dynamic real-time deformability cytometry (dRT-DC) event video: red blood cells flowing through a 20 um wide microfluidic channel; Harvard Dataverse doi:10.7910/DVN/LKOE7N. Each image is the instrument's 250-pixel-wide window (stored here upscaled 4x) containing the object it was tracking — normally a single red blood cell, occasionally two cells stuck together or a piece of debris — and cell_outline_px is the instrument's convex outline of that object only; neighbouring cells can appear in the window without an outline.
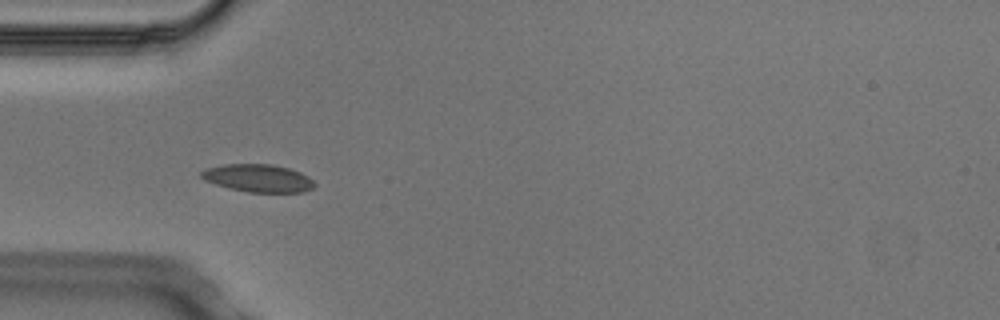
{"species": "Egyptian fruit bat (a non-hibernating species)", "species_latin": "Rousettus aegyptiacus", "temperature_condition": "cold", "stored_images_in_passage": 5, "camera_frame_rate_fps": 3000, "um_per_image_px": 0.085, "animal": {"sex": "male"}, "frame": {"image": 1, "passage_image": 4, "time_ms": 1.0, "image_size_px": [1000, 320], "cell_outline_px": [[316, 184], [312, 188], [304, 192], [248, 192], [228, 188], [204, 180], [200, 176], [200, 172], [208, 168], [220, 164], [272, 164], [288, 168], [300, 172], [308, 176]], "centroid_in_image_um": [21.93, 15.14], "position_along_channel_um": 63.1, "area_um2": 18.32}}
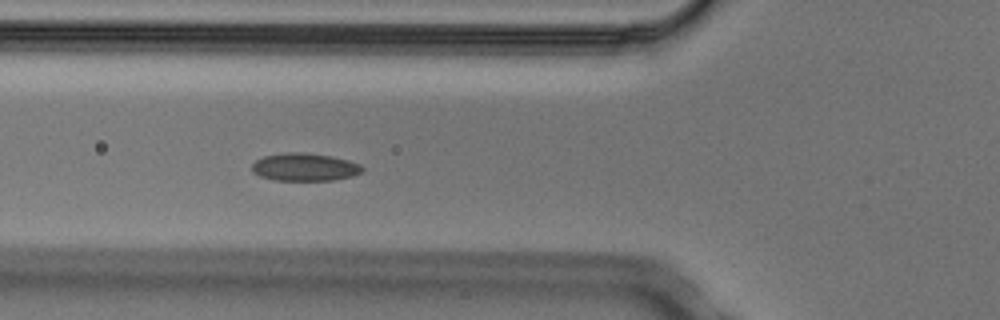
{"frame": {"image": 2, "passage_image": 5, "time_ms": 1.333, "image_size_px": [1000, 320], "cell_outline_px": [[364, 172], [352, 176], [332, 180], [276, 180], [260, 176], [252, 172], [252, 164], [256, 160], [264, 156], [288, 152], [300, 152], [332, 156], [348, 160], [360, 164], [364, 168]], "centroid_in_image_um": [25.92, 14.2], "position_along_channel_um": 99.9, "area_um2": 17.86}}